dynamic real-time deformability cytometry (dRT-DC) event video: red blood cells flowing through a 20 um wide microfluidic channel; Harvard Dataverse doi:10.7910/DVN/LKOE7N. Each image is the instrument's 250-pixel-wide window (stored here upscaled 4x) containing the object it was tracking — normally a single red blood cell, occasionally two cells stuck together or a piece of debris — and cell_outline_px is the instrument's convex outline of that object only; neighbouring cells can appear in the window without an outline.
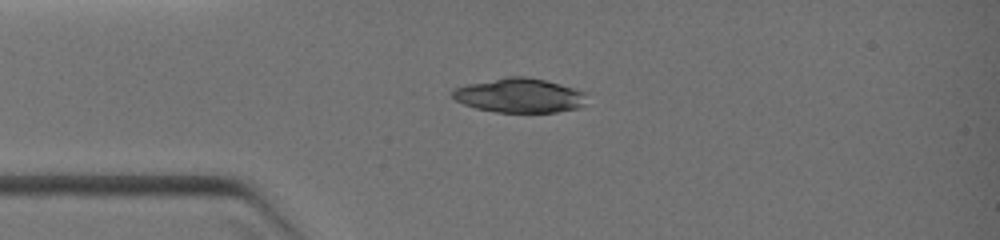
{"species": "common noctule bat (a hibernating species)", "species_latin": "Nyctalus noctula", "temperature_condition": "warm", "stored_images_in_passage": 25, "camera_frame_rate_fps": 3000, "um_per_image_px": 0.085, "animal": {"sex": "female", "body_mass_g": 19.0, "forearm_length_mm": 51.5}, "frame": {"image": 1, "passage_image": 1, "time_ms": 0.0, "image_size_px": [1000, 240], "cell_outline_px": [[584, 104], [576, 108], [556, 112], [496, 112], [476, 108], [464, 104], [456, 100], [452, 96], [452, 92], [456, 88], [468, 84], [508, 76], [528, 76], [560, 84], [584, 92]], "centroid_in_image_um": [44.13, 8.11], "position_along_channel_um": 40.9, "area_um2": 26.47}}
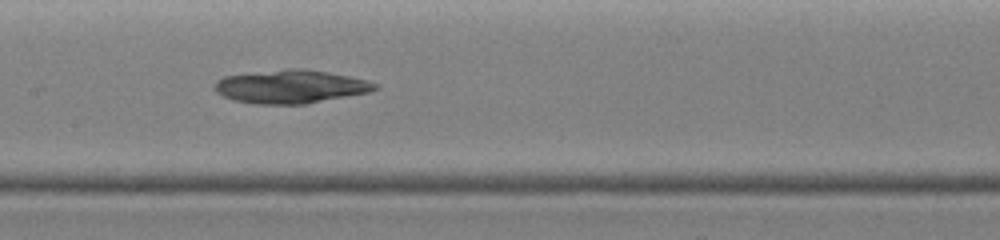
{"frame": {"image": 2, "passage_image": 10, "time_ms": 3.0, "image_size_px": [1000, 240], "cell_outline_px": [[380, 88], [368, 92], [308, 104], [252, 104], [232, 100], [216, 92], [212, 88], [216, 80], [224, 76], [284, 68], [304, 68], [328, 72], [368, 80], [380, 84]], "centroid_in_image_um": [24.7, 7.36], "position_along_channel_um": 182.7, "area_um2": 31.62}}
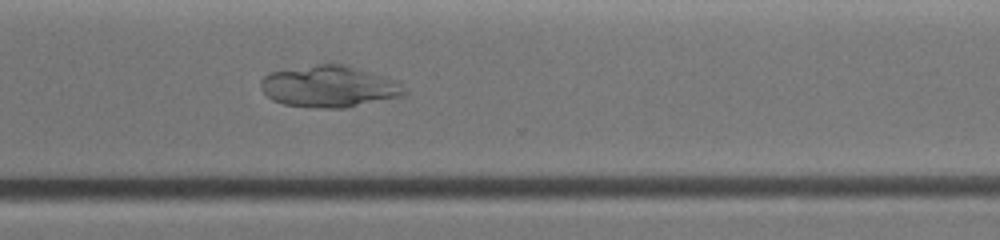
{"frame": {"image": 3, "passage_image": 19, "time_ms": 6.0, "image_size_px": [1000, 240], "cell_outline_px": [[408, 92], [404, 96], [344, 108], [320, 108], [284, 104], [272, 100], [260, 88], [260, 80], [268, 72], [328, 60], [344, 64], [392, 80], [400, 84]], "centroid_in_image_um": [27.91, 7.32], "position_along_channel_um": 342.7, "area_um2": 35.26}}